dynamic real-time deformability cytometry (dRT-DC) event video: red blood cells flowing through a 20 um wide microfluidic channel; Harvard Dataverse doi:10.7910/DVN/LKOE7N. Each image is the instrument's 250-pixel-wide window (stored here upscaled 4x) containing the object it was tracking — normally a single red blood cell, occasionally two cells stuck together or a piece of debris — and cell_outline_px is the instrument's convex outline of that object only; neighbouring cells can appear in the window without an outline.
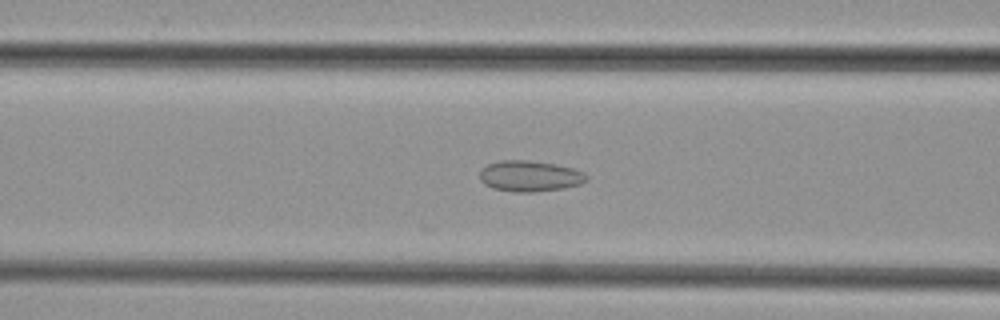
{"species": "common noctule bat (a hibernating species)", "species_latin": "Nyctalus noctula", "temperature_condition": "cold", "stored_images_in_passage": 43, "segment_of_instrument_passage": [1, 2], "camera_frame_rate_fps": 3000, "um_per_image_px": 0.085, "animal": {"sex": "female", "body_mass_g": 29.2, "forearm_length_mm": 56.3}, "frame": {"image": 1, "passage_image": 13, "time_ms": 4.0, "image_size_px": [1000, 320], "cell_outline_px": [[588, 180], [580, 184], [564, 188], [532, 192], [516, 192], [492, 188], [484, 184], [480, 180], [480, 168], [488, 164], [500, 160], [528, 160], [556, 164], [572, 168], [584, 172], [588, 176]], "centroid_in_image_um": [45.02, 14.96], "position_along_channel_um": 121.6, "area_um2": 19.36}}
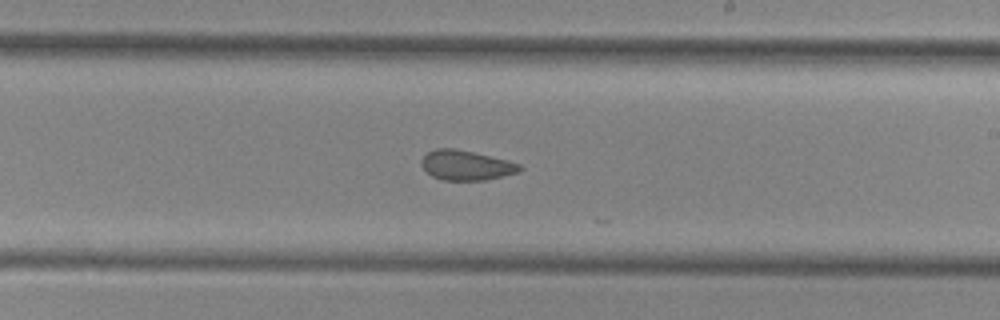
{"frame": {"image": 2, "passage_image": 22, "time_ms": 7.0, "image_size_px": [1000, 320], "cell_outline_px": [[524, 168], [520, 172], [484, 180], [444, 180], [432, 176], [420, 164], [420, 160], [428, 152], [436, 148], [456, 148], [520, 164]], "centroid_in_image_um": [39.61, 14.05], "position_along_channel_um": 249.4, "area_um2": 16.88}}
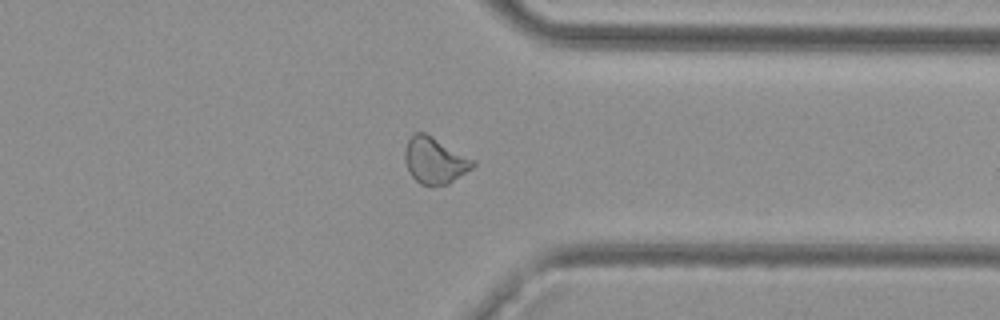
{"frame": {"image": 3, "passage_image": 31, "time_ms": 10.0, "image_size_px": [1000, 320], "cell_outline_px": [[476, 164], [472, 168], [448, 184], [432, 188], [420, 184], [408, 172], [404, 160], [404, 152], [408, 140], [412, 132], [424, 132], [432, 136], [476, 160]], "centroid_in_image_um": [36.94, 13.66], "position_along_channel_um": 374.5, "area_um2": 18.79}}